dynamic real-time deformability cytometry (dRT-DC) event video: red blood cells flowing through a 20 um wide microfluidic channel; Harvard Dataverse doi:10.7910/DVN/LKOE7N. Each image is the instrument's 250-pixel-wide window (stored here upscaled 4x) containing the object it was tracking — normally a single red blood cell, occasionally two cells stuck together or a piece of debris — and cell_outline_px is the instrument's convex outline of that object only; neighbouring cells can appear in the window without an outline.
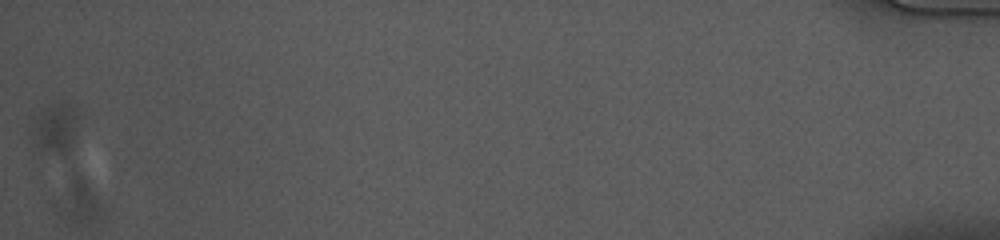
{"species": "common noctule bat (a hibernating species)", "species_latin": "Nyctalus noctula", "temperature_condition": "cold", "stored_images_in_passage": 52, "segment_of_instrument_passage": [3, 3], "camera_frame_rate_fps": 3000, "um_per_image_px": 0.085, "animal": {"sex": "female", "body_mass_g": 10.0, "forearm_length_mm": 53.1}, "frame": {"image": 1, "passage_image": 52, "time_ms": 17.0, "image_size_px": [1000, 240], "cell_outline_px": [[76, 116], [72, 140], [64, 156], [40, 156], [28, 132], [40, 112], [48, 104], [72, 104]], "centroid_in_image_um": [4.56, 11.03], "position_along_channel_um": 430.6, "area_um2": 13.76}}